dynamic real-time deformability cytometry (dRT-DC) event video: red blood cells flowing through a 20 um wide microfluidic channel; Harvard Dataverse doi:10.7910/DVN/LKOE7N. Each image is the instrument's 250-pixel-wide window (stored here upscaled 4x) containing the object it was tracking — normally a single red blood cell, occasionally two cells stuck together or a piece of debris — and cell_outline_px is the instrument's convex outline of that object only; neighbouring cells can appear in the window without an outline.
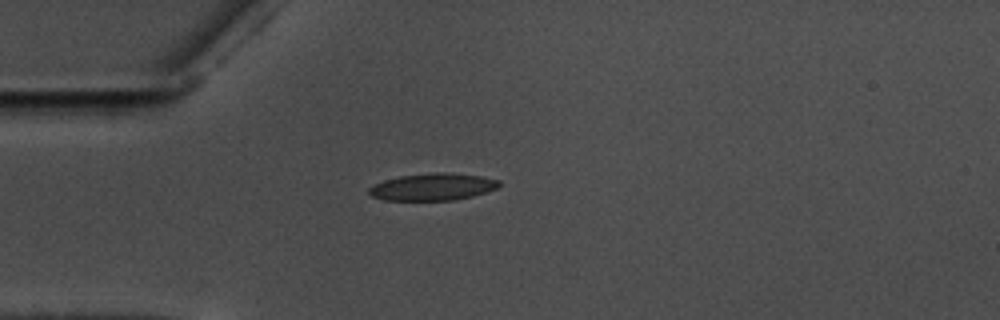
{"species": "common noctule bat (a hibernating species)", "species_latin": "Nyctalus noctula", "temperature_condition": "warm", "stored_images_in_passage": 26, "camera_frame_rate_fps": 3000, "um_per_image_px": 0.085, "animal": {"sex": "male", "body_mass_g": 17.5, "forearm_length_mm": 52.3}, "frame": {"image": 1, "passage_image": 1, "time_ms": 0.0, "image_size_px": [1000, 320], "cell_outline_px": [[500, 184], [496, 188], [472, 196], [452, 200], [384, 200], [372, 196], [368, 192], [368, 188], [384, 180], [400, 176], [436, 172], [448, 172], [480, 176], [500, 180]], "centroid_in_image_um": [36.77, 15.88], "position_along_channel_um": 48.2, "area_um2": 20.35}}
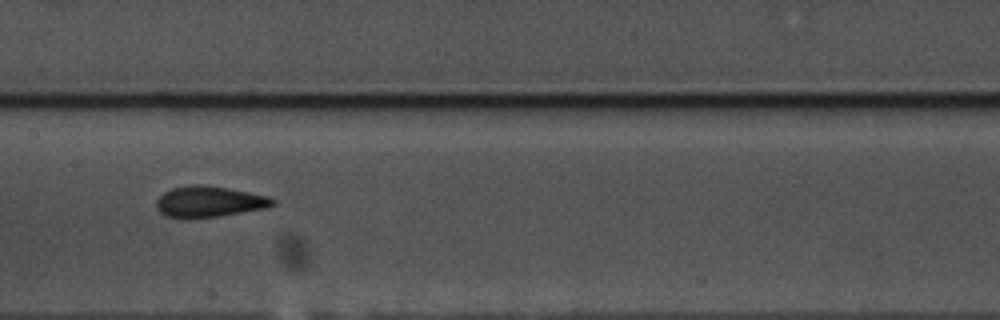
{"frame": {"image": 2, "passage_image": 14, "time_ms": 4.333, "image_size_px": [1000, 320], "cell_outline_px": [[276, 204], [268, 208], [216, 216], [184, 220], [164, 216], [156, 208], [156, 200], [164, 192], [172, 188], [196, 184], [204, 184], [228, 188], [268, 196], [276, 200]], "centroid_in_image_um": [17.75, 17.16], "position_along_channel_um": 189.6, "area_um2": 21.33}}
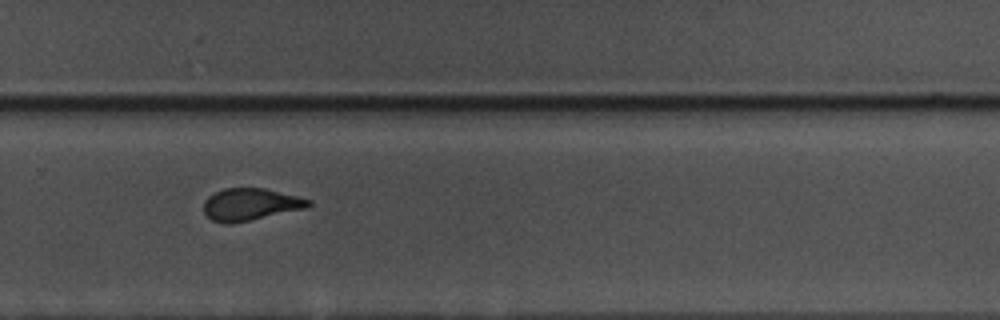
{"frame": {"image": 3, "passage_image": 24, "time_ms": 7.667, "image_size_px": [1000, 320], "cell_outline_px": [[312, 204], [308, 208], [232, 224], [224, 224], [212, 220], [204, 212], [204, 200], [208, 196], [224, 188], [264, 188], [312, 200]], "centroid_in_image_um": [21.29, 17.38], "position_along_channel_um": 308.5, "area_um2": 19.71}}